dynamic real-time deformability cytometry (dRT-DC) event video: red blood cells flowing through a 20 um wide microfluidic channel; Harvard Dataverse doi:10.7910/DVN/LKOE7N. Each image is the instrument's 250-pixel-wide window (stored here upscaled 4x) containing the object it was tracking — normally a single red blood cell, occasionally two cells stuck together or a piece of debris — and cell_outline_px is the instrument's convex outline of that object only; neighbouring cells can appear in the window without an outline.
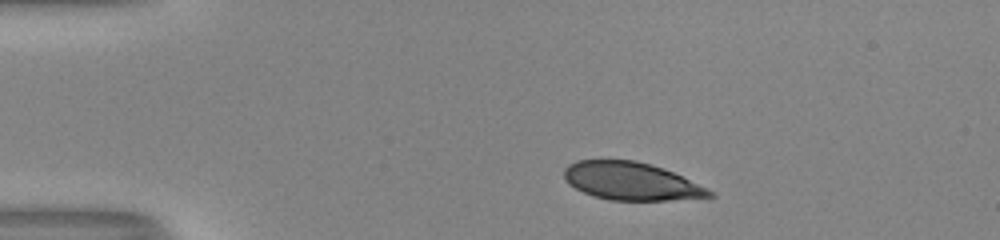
{"species": "human", "species_latin": "Homo sapiens", "temperature_condition": "room temperature", "stored_images_in_passage": 42, "camera_frame_rate_fps": 3000, "um_per_image_px": 0.085, "donor": {"sex": "male"}, "frame": {"image": 1, "passage_image": 1, "time_ms": 0.0, "image_size_px": [1000, 240], "cell_outline_px": [[716, 196], [668, 200], [608, 200], [584, 192], [568, 184], [564, 180], [564, 168], [568, 164], [576, 160], [636, 160], [664, 168], [708, 188], [716, 192]], "centroid_in_image_um": [53.65, 15.39], "position_along_channel_um": 31.3, "area_um2": 32.08}}
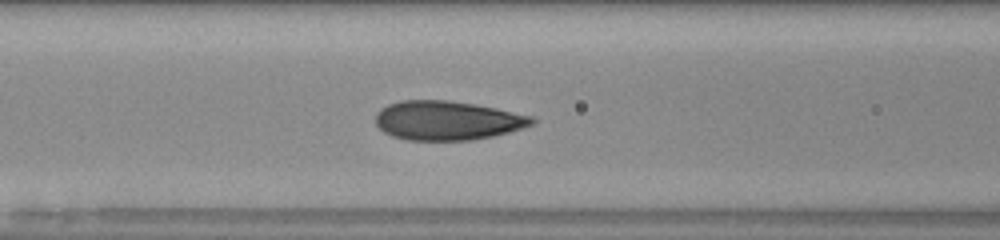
{"frame": {"image": 2, "passage_image": 13, "time_ms": 4.0, "image_size_px": [1000, 240], "cell_outline_px": [[536, 124], [524, 128], [492, 136], [472, 140], [408, 140], [392, 136], [384, 132], [376, 124], [376, 112], [380, 108], [388, 104], [400, 100], [448, 100], [496, 108], [532, 116], [536, 120]], "centroid_in_image_um": [38.02, 10.24], "position_along_channel_um": 128.6, "area_um2": 35.78}}
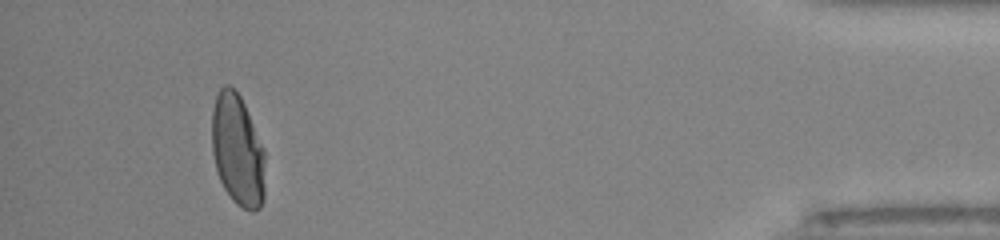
{"frame": {"image": 3, "passage_image": 39, "time_ms": 12.667, "image_size_px": [1000, 240], "cell_outline_px": [[264, 200], [260, 208], [252, 212], [236, 204], [232, 200], [224, 188], [216, 172], [212, 152], [212, 108], [216, 92], [224, 84], [228, 84], [240, 96], [244, 104], [264, 148]], "centroid_in_image_um": [20.18, 12.77], "position_along_channel_um": 415.0, "area_um2": 34.91}, "authors_computed_cell_mechanics": {"area_um2": 35.4892, "velocity_mm_per_s": 4.0457, "shape_relaxation_time_tau1_ms": 4.7139, "shape_relaxation_time_tau2_ms": null, "deformation_change_tau1": 0.2001, "deformation_change_tau2": null}}